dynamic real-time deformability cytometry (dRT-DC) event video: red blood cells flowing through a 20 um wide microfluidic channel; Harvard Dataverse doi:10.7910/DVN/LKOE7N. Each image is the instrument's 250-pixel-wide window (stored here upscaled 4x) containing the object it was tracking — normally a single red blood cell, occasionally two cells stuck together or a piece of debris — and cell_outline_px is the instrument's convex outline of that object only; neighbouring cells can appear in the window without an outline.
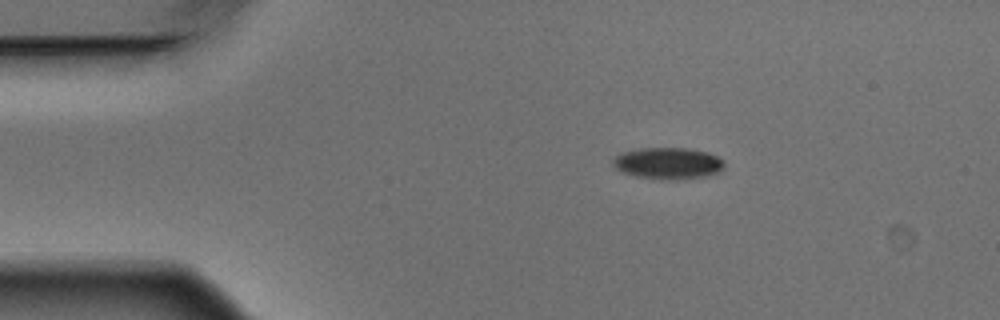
{"species": "Egyptian fruit bat (a non-hibernating species)", "species_latin": "Rousettus aegyptiacus", "temperature_condition": "warm", "stored_images_in_passage": 4, "camera_frame_rate_fps": 3000, "um_per_image_px": 0.085, "animal": {"sex": "male"}, "frame": {"image": 1, "passage_image": 1, "time_ms": 0.0, "image_size_px": [1000, 320], "cell_outline_px": [[724, 168], [720, 172], [704, 176], [676, 180], [668, 180], [636, 176], [624, 172], [616, 168], [612, 164], [612, 160], [620, 152], [640, 148], [688, 148], [708, 152], [724, 160]], "centroid_in_image_um": [56.79, 13.87], "position_along_channel_um": 28.2, "area_um2": 20.58}}
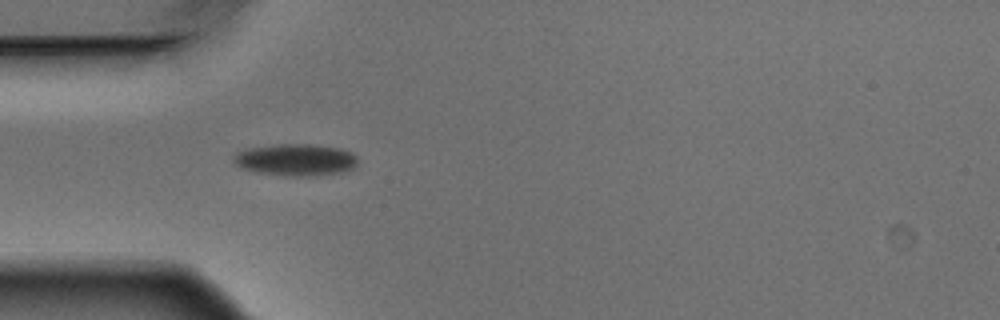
{"frame": {"image": 2, "passage_image": 3, "time_ms": 0.667, "image_size_px": [1000, 320], "cell_outline_px": [[356, 164], [352, 168], [344, 172], [308, 176], [288, 176], [256, 172], [244, 168], [236, 164], [232, 160], [232, 156], [248, 148], [280, 144], [312, 144], [340, 148], [352, 152], [356, 156]], "centroid_in_image_um": [25.15, 13.58], "position_along_channel_um": 59.8, "area_um2": 22.95}}
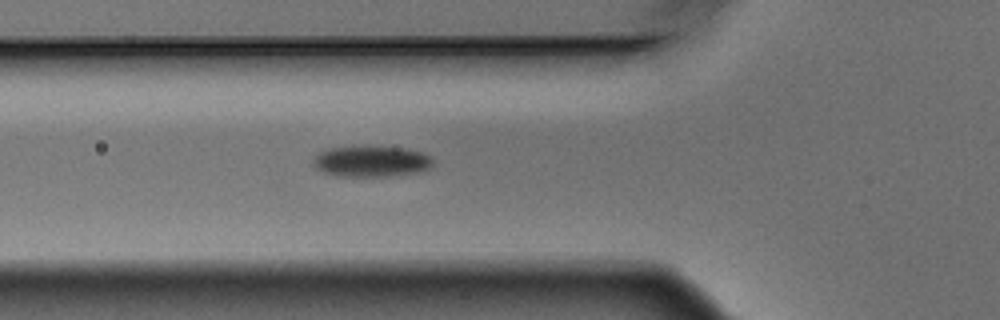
{"frame": {"image": 3, "passage_image": 4, "time_ms": 1.0, "image_size_px": [1000, 320], "cell_outline_px": [[432, 164], [428, 168], [420, 172], [388, 176], [336, 176], [324, 172], [316, 168], [312, 164], [312, 160], [320, 152], [332, 148], [352, 144], [368, 144], [404, 148], [420, 152], [432, 156]], "centroid_in_image_um": [31.53, 13.67], "position_along_channel_um": 94.3, "area_um2": 22.25}}